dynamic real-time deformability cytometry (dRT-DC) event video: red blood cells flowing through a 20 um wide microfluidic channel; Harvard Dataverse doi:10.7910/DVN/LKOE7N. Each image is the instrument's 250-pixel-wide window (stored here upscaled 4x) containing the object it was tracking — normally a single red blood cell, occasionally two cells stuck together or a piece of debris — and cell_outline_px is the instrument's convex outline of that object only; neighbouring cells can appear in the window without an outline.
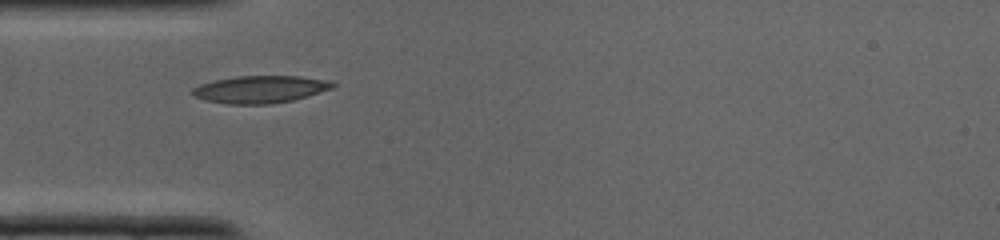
{"species": "common noctule bat (a hibernating species)", "species_latin": "Nyctalus noctula", "temperature_condition": "cold", "stored_images_in_passage": 27, "camera_frame_rate_fps": 3000, "um_per_image_px": 0.085, "animal": {"sex": "male", "body_mass_g": 19.0, "forearm_length_mm": 50.8}, "frame": {"image": 1, "passage_image": 1, "time_ms": 0.0, "image_size_px": [1000, 240], "cell_outline_px": [[336, 84], [332, 88], [292, 100], [272, 104], [228, 104], [208, 100], [196, 96], [192, 92], [192, 88], [200, 84], [212, 80], [236, 76], [300, 76], [332, 80]], "centroid_in_image_um": [22.14, 7.58], "position_along_channel_um": 62.9, "area_um2": 22.25}}
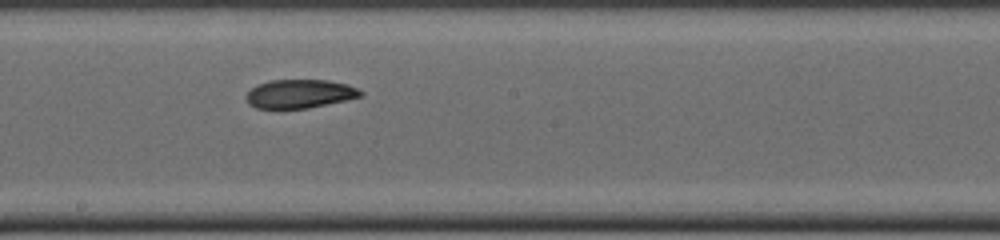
{"frame": {"image": 2, "passage_image": 10, "time_ms": 3.0, "image_size_px": [1000, 240], "cell_outline_px": [[364, 96], [348, 100], [308, 108], [256, 108], [248, 104], [244, 96], [256, 84], [272, 80], [328, 80], [348, 84], [364, 92]], "centroid_in_image_um": [25.49, 7.97], "position_along_channel_um": 222.7, "area_um2": 19.31}}
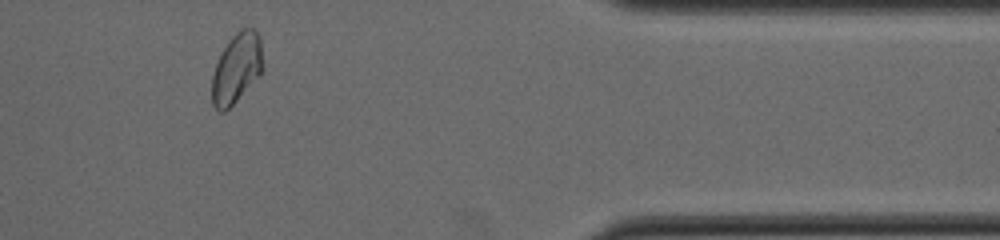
{"frame": {"image": 3, "passage_image": 21, "time_ms": 6.667, "image_size_px": [1000, 240], "cell_outline_px": [[264, 68], [236, 100], [224, 112], [220, 112], [212, 104], [212, 76], [220, 52], [232, 36], [236, 32], [244, 28], [252, 28], [260, 36]], "centroid_in_image_um": [20.1, 5.77], "position_along_channel_um": 391.3, "area_um2": 20.46}}